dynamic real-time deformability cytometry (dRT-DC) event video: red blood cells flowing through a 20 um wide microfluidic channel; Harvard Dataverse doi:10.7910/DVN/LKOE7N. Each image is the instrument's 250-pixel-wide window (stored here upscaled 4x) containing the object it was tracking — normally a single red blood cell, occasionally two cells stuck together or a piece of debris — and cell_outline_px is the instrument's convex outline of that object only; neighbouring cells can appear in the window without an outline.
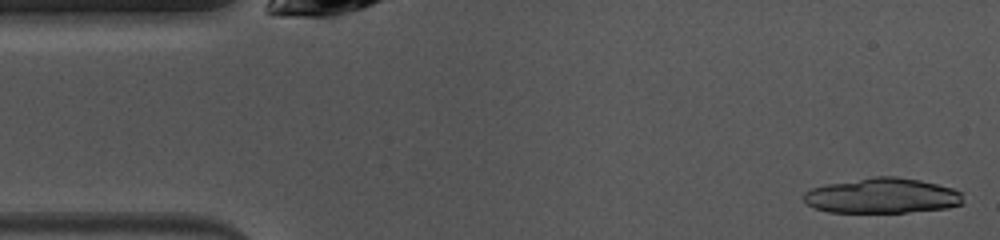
{"species": "common noctule bat (a hibernating species)", "species_latin": "Nyctalus noctula", "temperature_condition": "warm", "stored_images_in_passage": 27, "camera_frame_rate_fps": 3000, "um_per_image_px": 0.085, "animal": {"sex": "female", "body_mass_g": 10.0, "forearm_length_mm": 53.1}, "frame": {"image": 1, "passage_image": 1, "time_ms": 0.0, "image_size_px": [1000, 240], "cell_outline_px": [[964, 204], [948, 208], [908, 212], [828, 212], [816, 208], [808, 204], [804, 200], [804, 192], [812, 188], [828, 184], [872, 176], [896, 176], [920, 180], [952, 188], [960, 192]], "centroid_in_image_um": [75.01, 16.64], "position_along_channel_um": 10.0, "area_um2": 32.66}}